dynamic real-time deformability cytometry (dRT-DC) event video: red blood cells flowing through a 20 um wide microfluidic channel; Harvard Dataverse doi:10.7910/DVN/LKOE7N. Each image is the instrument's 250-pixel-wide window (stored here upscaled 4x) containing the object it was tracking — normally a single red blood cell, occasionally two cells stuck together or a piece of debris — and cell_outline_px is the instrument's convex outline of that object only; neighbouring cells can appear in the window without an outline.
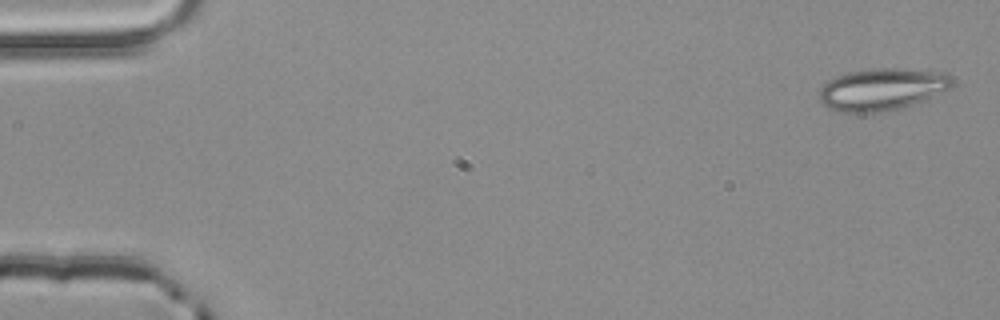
{"species": "common noctule bat (a hibernating species)", "species_latin": "Nyctalus noctula", "temperature_condition": "room temperature", "stored_images_in_passage": 4, "camera_frame_rate_fps": 3000, "um_per_image_px": 0.085, "animal": {"sex": "male", "body_mass_g": 20.4}, "frame": {"image": 1, "passage_image": 1, "time_ms": 0.0, "image_size_px": [1000, 320], "cell_outline_px": [[952, 84], [948, 88], [924, 100], [888, 112], [836, 112], [828, 108], [820, 100], [820, 88], [828, 80], [836, 76], [848, 72], [884, 68], [896, 68], [948, 72], [952, 76]], "centroid_in_image_um": [74.96, 7.59], "position_along_channel_um": 10.0, "area_um2": 32.48}}